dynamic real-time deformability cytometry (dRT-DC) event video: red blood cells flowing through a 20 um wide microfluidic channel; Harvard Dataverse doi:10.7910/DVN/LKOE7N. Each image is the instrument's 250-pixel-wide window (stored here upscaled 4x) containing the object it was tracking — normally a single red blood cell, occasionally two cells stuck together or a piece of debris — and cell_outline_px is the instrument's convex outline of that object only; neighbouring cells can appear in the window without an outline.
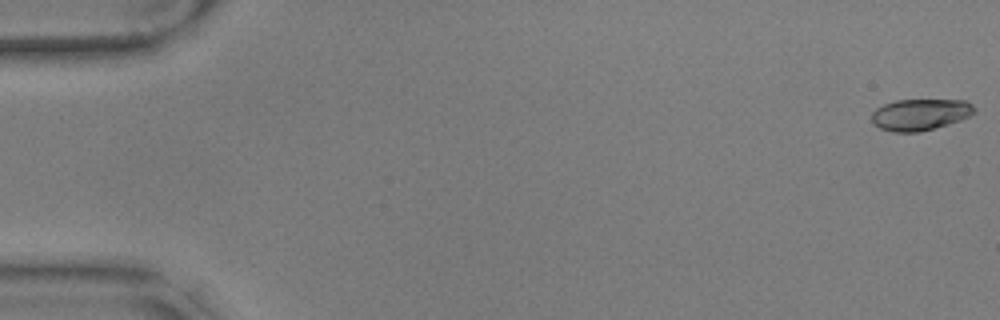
{"species": "common noctule bat (a hibernating species)", "species_latin": "Nyctalus noctula", "temperature_condition": "warm", "stored_images_in_passage": 53, "camera_frame_rate_fps": 3000, "um_per_image_px": 0.085, "animal": {"sex": "male", "body_mass_g": 17.9, "forearm_length_mm": 54.2}, "frame": {"image": 1, "passage_image": 1, "time_ms": 0.0, "image_size_px": [1000, 320], "cell_outline_px": [[976, 112], [960, 120], [948, 124], [920, 132], [892, 132], [880, 128], [872, 124], [872, 112], [876, 108], [884, 104], [896, 100], [964, 100], [972, 104], [976, 108]], "centroid_in_image_um": [78.2, 9.74], "position_along_channel_um": 6.8, "area_um2": 18.9}}
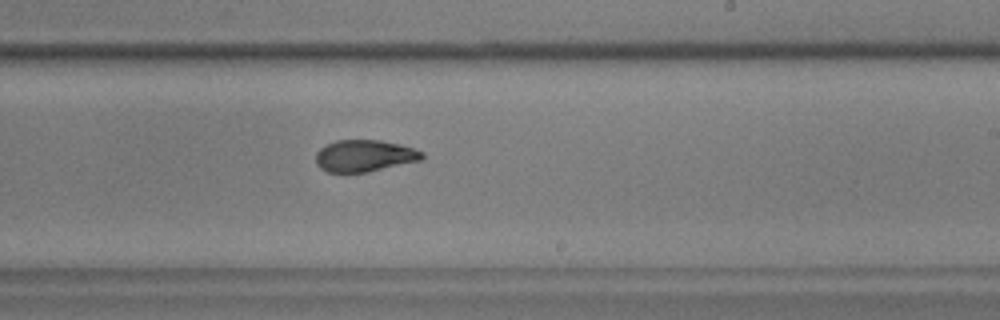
{"frame": {"image": 2, "passage_image": 35, "time_ms": 11.333, "image_size_px": [1000, 320], "cell_outline_px": [[424, 156], [420, 160], [368, 172], [328, 172], [320, 168], [316, 164], [316, 152], [320, 148], [336, 140], [380, 140], [400, 144], [424, 152]], "centroid_in_image_um": [30.96, 13.24], "position_along_channel_um": 258.0, "area_um2": 19.59}}
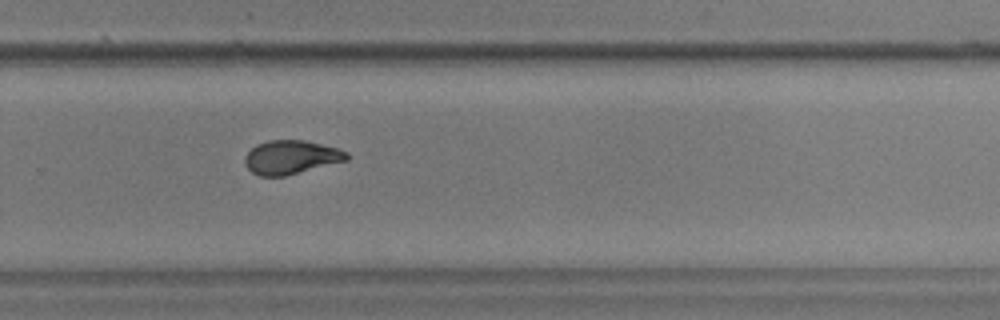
{"frame": {"image": 3, "passage_image": 39, "time_ms": 12.667, "image_size_px": [1000, 320], "cell_outline_px": [[348, 160], [284, 176], [260, 176], [252, 172], [244, 164], [244, 156], [256, 144], [268, 140], [304, 140], [336, 148], [348, 152]], "centroid_in_image_um": [24.71, 13.36], "position_along_channel_um": 305.1, "area_um2": 19.94}}